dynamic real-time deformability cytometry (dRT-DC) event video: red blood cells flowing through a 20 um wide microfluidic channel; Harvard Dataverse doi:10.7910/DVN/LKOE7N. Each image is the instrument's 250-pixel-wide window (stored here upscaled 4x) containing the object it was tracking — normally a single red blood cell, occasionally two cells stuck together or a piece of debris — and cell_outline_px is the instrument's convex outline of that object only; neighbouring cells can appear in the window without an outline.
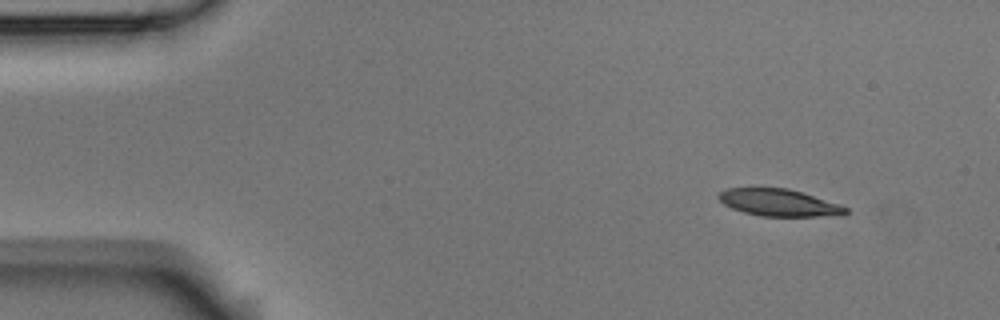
{"species": "Egyptian fruit bat (a non-hibernating species)", "species_latin": "Rousettus aegyptiacus", "temperature_condition": "room temperature", "stored_images_in_passage": 50, "segment_of_instrument_passage": [1, 2], "camera_frame_rate_fps": 3000, "um_per_image_px": 0.085, "animal": {"sex": "male"}, "frame": {"image": 1, "passage_image": 1, "time_ms": 0.0, "image_size_px": [1000, 320], "cell_outline_px": [[848, 212], [844, 216], [760, 216], [744, 212], [732, 208], [724, 204], [716, 196], [720, 192], [728, 188], [788, 188], [840, 204], [848, 208]], "centroid_in_image_um": [66.25, 17.23], "position_along_channel_um": 18.8, "area_um2": 20.06}}
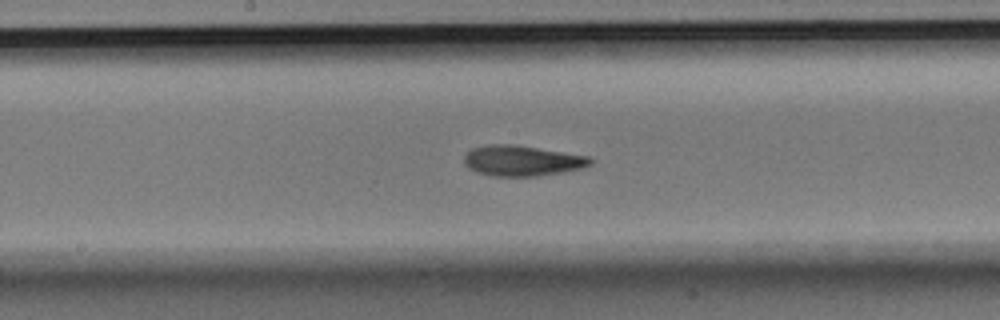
{"frame": {"image": 2, "passage_image": 23, "time_ms": 7.333, "image_size_px": [1000, 320], "cell_outline_px": [[592, 164], [584, 168], [536, 176], [492, 176], [476, 172], [468, 168], [464, 164], [464, 156], [472, 148], [488, 144], [512, 144], [588, 156], [592, 160]], "centroid_in_image_um": [44.34, 13.66], "position_along_channel_um": 203.9, "area_um2": 22.37}}
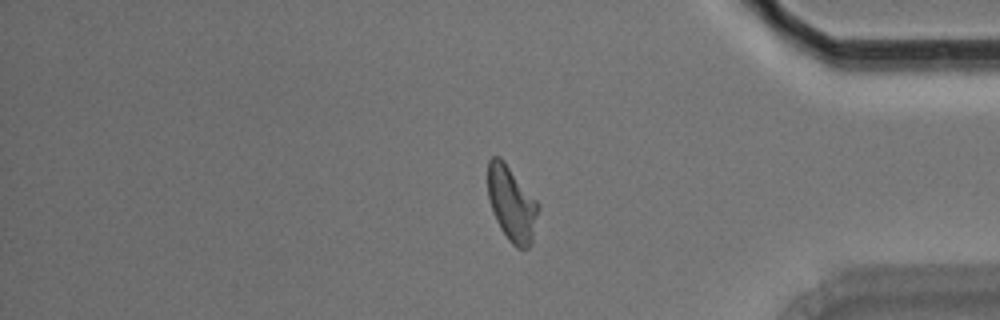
{"frame": {"image": 3, "passage_image": 40, "time_ms": 13.0, "image_size_px": [1000, 320], "cell_outline_px": [[540, 204], [532, 244], [528, 248], [516, 248], [508, 240], [500, 228], [496, 220], [488, 196], [488, 160], [492, 156], [500, 156], [504, 160]], "centroid_in_image_um": [43.51, 17.32], "position_along_channel_um": 391.7, "area_um2": 22.2}}